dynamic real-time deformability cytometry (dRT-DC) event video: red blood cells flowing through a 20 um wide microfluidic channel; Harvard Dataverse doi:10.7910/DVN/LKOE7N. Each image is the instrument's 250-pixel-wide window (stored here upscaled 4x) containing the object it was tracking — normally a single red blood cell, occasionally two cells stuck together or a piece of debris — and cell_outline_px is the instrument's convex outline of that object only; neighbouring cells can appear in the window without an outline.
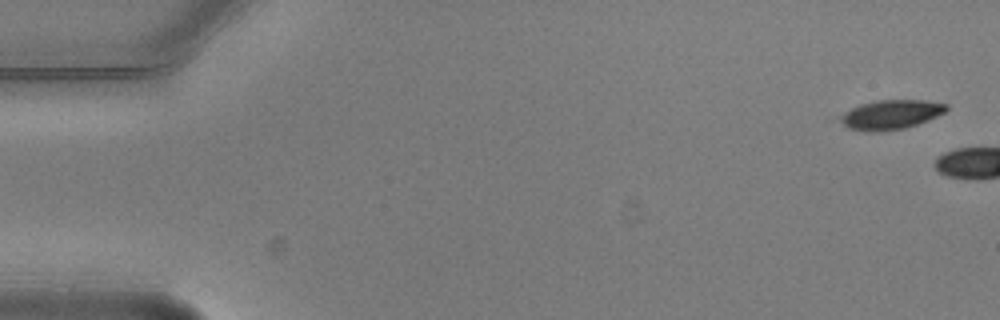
{"species": "common noctule bat (a hibernating species)", "species_latin": "Nyctalus noctula", "temperature_condition": "warm", "stored_images_in_passage": 2, "camera_frame_rate_fps": 3000, "um_per_image_px": 0.085, "animal": {"sex": "male", "body_mass_g": 20.5, "forearm_length_mm": 52.5}, "frame": {"image": 1, "passage_image": 1, "time_ms": 0.0, "image_size_px": [1000, 320], "cell_outline_px": [[948, 108], [944, 112], [928, 120], [904, 128], [848, 128], [840, 120], [840, 116], [844, 112], [860, 104], [876, 100], [924, 100], [948, 104]], "centroid_in_image_um": [75.79, 9.67], "position_along_channel_um": 9.2, "area_um2": 17.11}}